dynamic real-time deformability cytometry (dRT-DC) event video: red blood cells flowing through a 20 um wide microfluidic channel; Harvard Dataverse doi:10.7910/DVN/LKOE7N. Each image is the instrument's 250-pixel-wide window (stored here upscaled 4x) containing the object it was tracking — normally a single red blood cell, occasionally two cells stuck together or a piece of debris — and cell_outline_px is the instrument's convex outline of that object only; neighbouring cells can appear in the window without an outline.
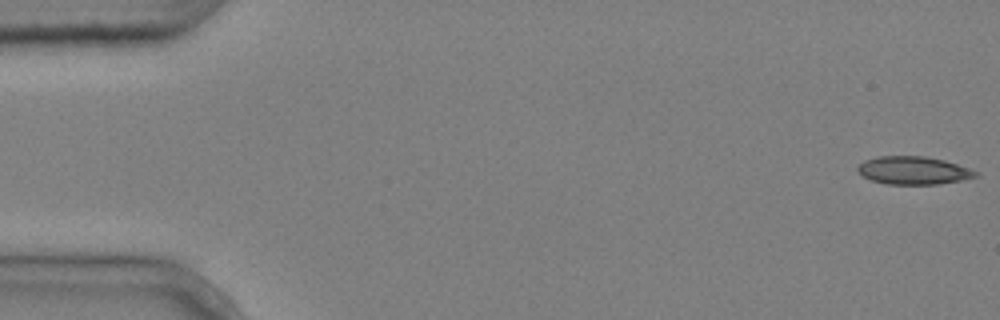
{"species": "common noctule bat (a hibernating species)", "species_latin": "Nyctalus noctula", "temperature_condition": "cold", "stored_images_in_passage": 4, "camera_frame_rate_fps": 3000, "um_per_image_px": 0.085, "animal": {"sex": "male", "body_mass_g": 20.4}, "frame": {"image": 1, "passage_image": 1, "time_ms": 0.0, "image_size_px": [1000, 320], "cell_outline_px": [[980, 176], [960, 180], [936, 184], [888, 184], [872, 180], [864, 176], [856, 168], [864, 160], [876, 156], [924, 156], [944, 160], [980, 172]], "centroid_in_image_um": [77.66, 14.48], "position_along_channel_um": 7.3, "area_um2": 19.07}}